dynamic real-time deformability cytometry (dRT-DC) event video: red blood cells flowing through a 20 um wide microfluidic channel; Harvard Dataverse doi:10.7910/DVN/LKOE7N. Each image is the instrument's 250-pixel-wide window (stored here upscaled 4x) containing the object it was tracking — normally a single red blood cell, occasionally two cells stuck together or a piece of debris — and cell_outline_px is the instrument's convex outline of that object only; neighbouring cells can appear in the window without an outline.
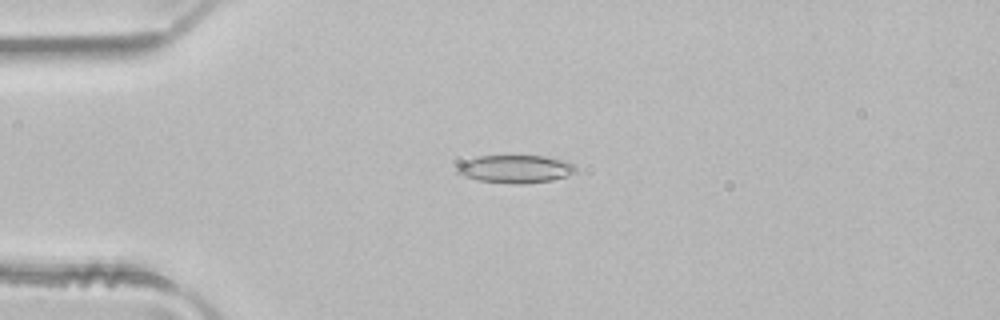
{"species": "common noctule bat (a hibernating species)", "species_latin": "Nyctalus noctula", "temperature_condition": "room temperature", "stored_images_in_passage": 4, "camera_frame_rate_fps": 3000, "um_per_image_px": 0.085, "animal": {"sex": "male", "body_mass_g": 21.5, "forearm_length_mm": 52.0}, "frame": {"image": 1, "passage_image": 4, "time_ms": 1.0, "image_size_px": [1000, 320], "cell_outline_px": [[576, 172], [552, 180], [520, 184], [480, 180], [464, 176], [456, 172], [456, 168], [460, 164], [476, 156], [544, 156], [564, 160], [572, 164], [576, 168]], "centroid_in_image_um": [43.81, 14.35], "position_along_channel_um": 41.2, "area_um2": 18.9}}